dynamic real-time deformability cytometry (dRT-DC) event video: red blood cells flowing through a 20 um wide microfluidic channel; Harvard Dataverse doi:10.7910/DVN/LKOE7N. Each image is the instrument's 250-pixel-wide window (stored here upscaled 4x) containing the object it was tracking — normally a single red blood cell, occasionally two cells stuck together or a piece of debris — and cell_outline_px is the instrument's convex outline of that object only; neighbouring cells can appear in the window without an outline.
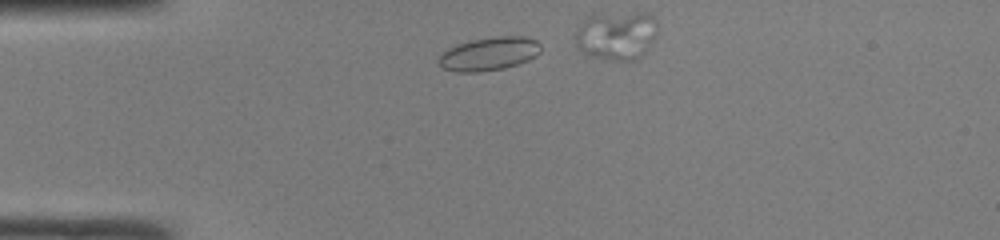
{"species": "common noctule bat (a hibernating species)", "species_latin": "Nyctalus noctula", "temperature_condition": "room temperature", "stored_images_in_passage": 11, "camera_frame_rate_fps": 3000, "um_per_image_px": 0.085, "animal": {"sex": "male", "body_mass_g": 19.0, "forearm_length_mm": 50.8}, "frame": {"image": 1, "passage_image": 2, "time_ms": 0.333, "image_size_px": [1000, 240], "cell_outline_px": [[540, 52], [536, 56], [528, 60], [504, 68], [476, 72], [456, 72], [444, 68], [436, 60], [448, 48], [456, 44], [472, 40], [492, 36], [524, 36], [536, 40], [540, 44]], "centroid_in_image_um": [41.57, 4.56], "position_along_channel_um": 43.4, "area_um2": 19.83}}
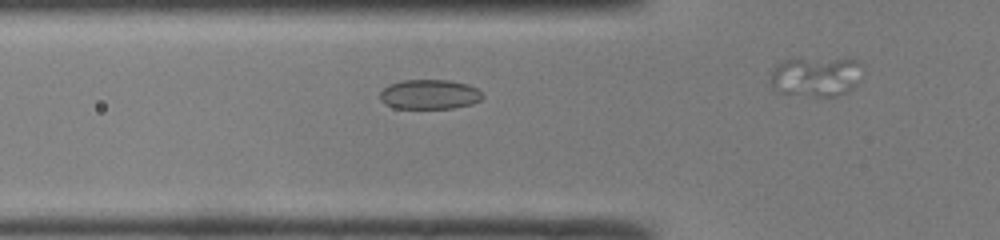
{"frame": {"image": 2, "passage_image": 7, "time_ms": 2.0, "image_size_px": [1000, 240], "cell_outline_px": [[484, 96], [480, 100], [472, 104], [456, 108], [392, 108], [384, 104], [380, 100], [380, 92], [388, 84], [404, 80], [448, 80], [468, 84], [476, 88]], "centroid_in_image_um": [36.49, 8.03], "position_along_channel_um": 89.3, "area_um2": 17.86}}
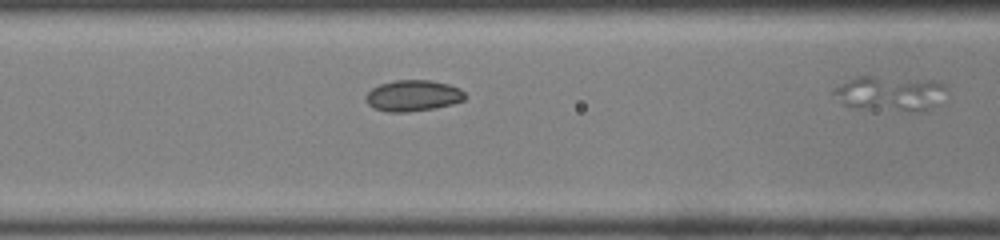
{"frame": {"image": 3, "passage_image": 10, "time_ms": 3.0, "image_size_px": [1000, 240], "cell_outline_px": [[468, 96], [464, 100], [452, 104], [432, 108], [408, 112], [388, 112], [372, 108], [368, 104], [364, 96], [372, 88], [380, 84], [396, 80], [432, 80], [448, 84], [460, 88]], "centroid_in_image_um": [35.11, 8.13], "position_along_channel_um": 131.5, "area_um2": 18.09}}